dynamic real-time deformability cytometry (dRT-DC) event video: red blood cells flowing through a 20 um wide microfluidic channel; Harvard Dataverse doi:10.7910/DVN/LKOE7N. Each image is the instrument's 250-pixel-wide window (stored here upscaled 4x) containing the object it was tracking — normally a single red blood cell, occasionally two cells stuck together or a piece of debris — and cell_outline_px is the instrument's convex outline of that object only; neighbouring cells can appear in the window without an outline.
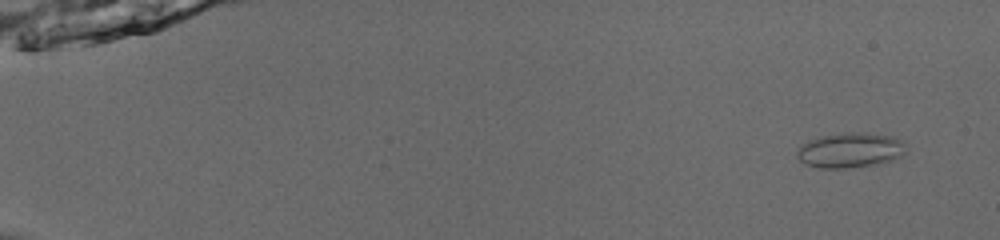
{"species": "common noctule bat (a hibernating species)", "species_latin": "Nyctalus noctula", "temperature_condition": "room temperature", "stored_images_in_passage": 53, "camera_frame_rate_fps": 3000, "um_per_image_px": 0.085, "animal": {"sex": "male", "body_mass_g": 13.0, "forearm_length_mm": 53.1}, "frame": {"image": 1, "passage_image": 4, "time_ms": 1.0, "image_size_px": [1000, 240], "cell_outline_px": [[908, 152], [892, 160], [880, 164], [848, 168], [820, 168], [804, 164], [796, 156], [796, 152], [800, 144], [808, 140], [820, 136], [844, 132], [864, 132], [896, 136], [904, 144]], "centroid_in_image_um": [72.27, 12.76], "position_along_channel_um": 12.7, "area_um2": 22.77}}
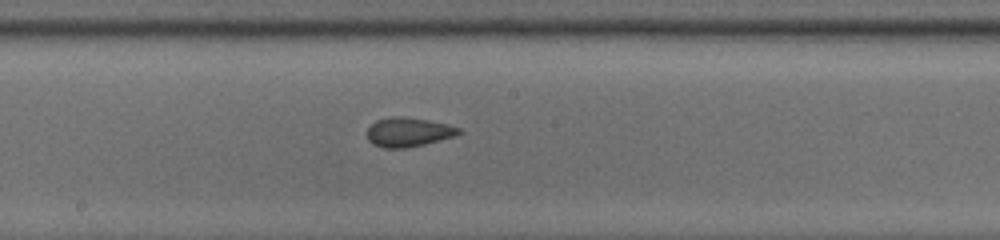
{"frame": {"image": 2, "passage_image": 31, "time_ms": 10.0, "image_size_px": [1000, 240], "cell_outline_px": [[464, 132], [452, 136], [424, 144], [404, 148], [384, 148], [372, 144], [368, 140], [368, 128], [376, 120], [392, 116], [404, 116], [428, 120], [448, 124], [460, 128]], "centroid_in_image_um": [34.7, 11.22], "position_along_channel_um": 213.5, "area_um2": 15.55}}
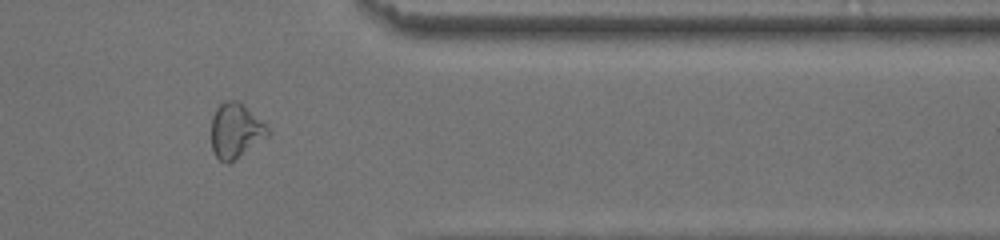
{"frame": {"image": 3, "passage_image": 45, "time_ms": 14.667, "image_size_px": [1000, 240], "cell_outline_px": [[272, 132], [228, 164], [220, 160], [216, 156], [212, 148], [212, 116], [216, 108], [224, 100], [236, 100], [260, 120]], "centroid_in_image_um": [19.99, 11.1], "position_along_channel_um": 391.4, "area_um2": 17.46}, "authors_computed_cell_mechanics": {"area_um2": 16.762, "velocity_mm_per_s": 3.9566, "shape_relaxation_time_tau1_ms": 6.187, "shape_relaxation_time_tau2_ms": 1.3097, "deformation_change_tau1": 0.1432, "deformation_change_tau2": 0.0551}}